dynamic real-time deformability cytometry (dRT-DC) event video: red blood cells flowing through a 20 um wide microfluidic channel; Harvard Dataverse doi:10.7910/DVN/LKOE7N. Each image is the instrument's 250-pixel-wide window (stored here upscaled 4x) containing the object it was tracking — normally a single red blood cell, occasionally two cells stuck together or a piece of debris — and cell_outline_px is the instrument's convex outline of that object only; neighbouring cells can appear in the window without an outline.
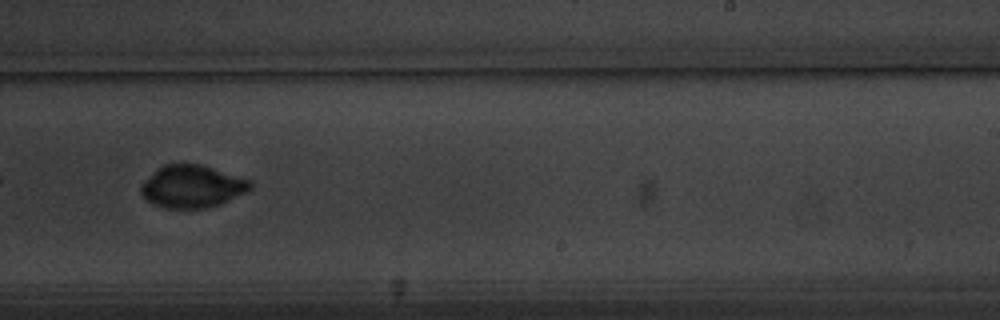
{"species": "common noctule bat (a hibernating species)", "species_latin": "Nyctalus noctula", "temperature_condition": "warm", "stored_images_in_passage": 40, "camera_frame_rate_fps": 3000, "um_per_image_px": 0.085, "animal": {"sex": "male", "body_mass_g": 20.1, "forearm_length_mm": 53.5}, "frame": {"image": 1, "passage_image": 34, "time_ms": 11.0, "image_size_px": [1000, 320], "cell_outline_px": [[252, 188], [220, 204], [208, 208], [164, 208], [152, 204], [140, 192], [140, 184], [156, 168], [164, 164], [200, 164], [248, 180], [252, 184]], "centroid_in_image_um": [16.26, 15.85], "position_along_channel_um": 272.7, "area_um2": 26.82}}